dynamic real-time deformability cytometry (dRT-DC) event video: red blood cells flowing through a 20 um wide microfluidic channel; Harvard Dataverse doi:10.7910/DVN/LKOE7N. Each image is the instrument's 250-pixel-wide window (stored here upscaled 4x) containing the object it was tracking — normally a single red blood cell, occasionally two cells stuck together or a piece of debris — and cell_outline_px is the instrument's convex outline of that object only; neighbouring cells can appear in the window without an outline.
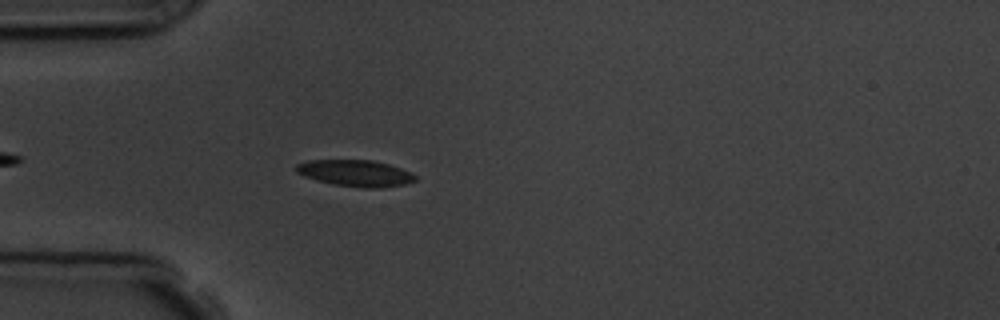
{"species": "common noctule bat (a hibernating species)", "species_latin": "Nyctalus noctula", "temperature_condition": "room temperature", "stored_images_in_passage": 4, "camera_frame_rate_fps": 3000, "um_per_image_px": 0.085, "animal": {"sex": "male", "body_mass_g": 19.5, "forearm_length_mm": 54.6}, "frame": {"image": 1, "passage_image": 4, "time_ms": 4.333, "image_size_px": [1000, 320], "cell_outline_px": [[416, 180], [404, 184], [384, 188], [364, 188], [332, 184], [316, 180], [304, 176], [296, 172], [296, 164], [308, 160], [372, 160], [388, 164], [400, 168], [416, 176]], "centroid_in_image_um": [30.19, 14.72], "position_along_channel_um": 54.8, "area_um2": 18.32}}